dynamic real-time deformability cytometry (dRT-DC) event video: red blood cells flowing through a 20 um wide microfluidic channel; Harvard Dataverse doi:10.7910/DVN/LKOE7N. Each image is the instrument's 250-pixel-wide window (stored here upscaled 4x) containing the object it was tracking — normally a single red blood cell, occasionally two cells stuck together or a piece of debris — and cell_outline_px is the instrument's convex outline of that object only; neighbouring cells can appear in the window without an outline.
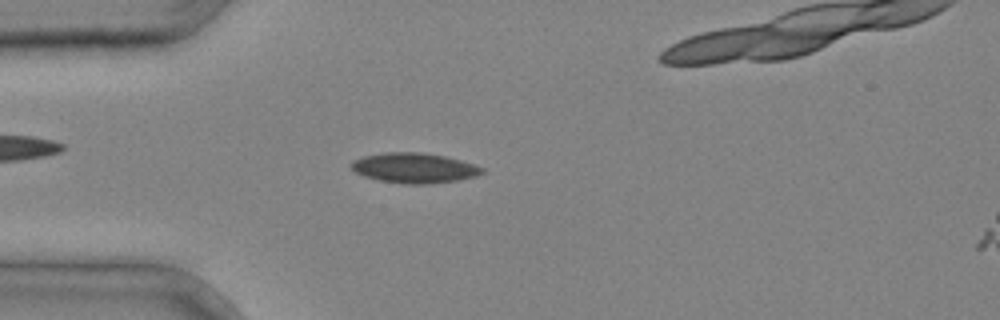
{"species": "common noctule bat (a hibernating species)", "species_latin": "Nyctalus noctula", "temperature_condition": "cold", "stored_images_in_passage": 5, "segment_of_instrument_passage": [1, 2], "camera_frame_rate_fps": 3000, "um_per_image_px": 0.085, "animal": {"sex": "male", "body_mass_g": 20.4}, "frame": {"image": 1, "passage_image": 4, "time_ms": 1.0, "image_size_px": [1000, 320], "cell_outline_px": [[484, 172], [476, 176], [456, 180], [432, 184], [404, 184], [380, 180], [364, 176], [356, 172], [348, 164], [352, 160], [364, 156], [388, 152], [420, 152], [444, 156], [460, 160], [484, 168]], "centroid_in_image_um": [35.19, 14.28], "position_along_channel_um": 49.8, "area_um2": 22.83}}